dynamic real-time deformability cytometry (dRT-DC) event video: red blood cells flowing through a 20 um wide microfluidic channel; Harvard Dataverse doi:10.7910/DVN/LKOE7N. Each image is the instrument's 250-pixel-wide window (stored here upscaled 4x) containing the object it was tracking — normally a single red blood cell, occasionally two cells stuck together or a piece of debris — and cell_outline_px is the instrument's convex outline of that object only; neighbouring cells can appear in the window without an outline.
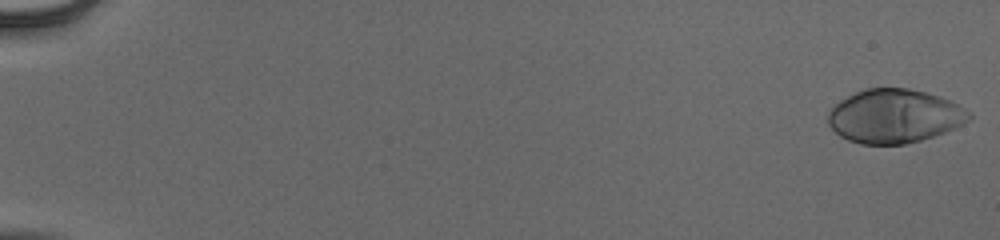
{"species": "human", "species_latin": "Homo sapiens", "temperature_condition": "cold", "stored_images_in_passage": 54, "camera_frame_rate_fps": 3000, "um_per_image_px": 0.085, "donor": {"sex": "male"}, "frame": {"image": 1, "passage_image": 1, "time_ms": 0.0, "image_size_px": [1000, 240], "cell_outline_px": [[972, 116], [968, 120], [944, 132], [920, 140], [904, 144], [860, 144], [848, 140], [840, 136], [828, 124], [828, 112], [840, 100], [856, 92], [868, 88], [908, 88], [924, 92], [948, 100], [956, 104], [968, 112]], "centroid_in_image_um": [75.97, 9.87], "position_along_channel_um": 9.0, "area_um2": 43.47}}
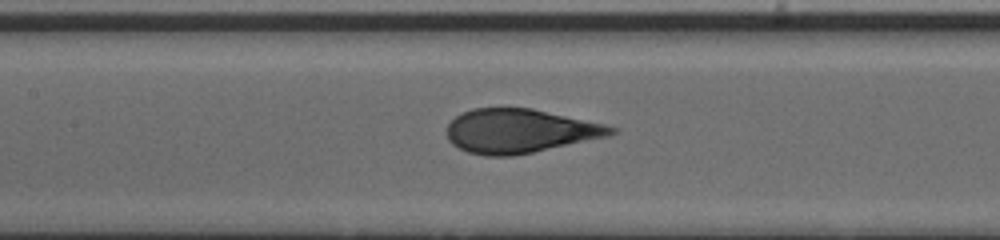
{"frame": {"image": 2, "passage_image": 28, "time_ms": 9.0, "image_size_px": [1000, 240], "cell_outline_px": [[616, 132], [608, 136], [532, 152], [512, 156], [484, 156], [468, 152], [452, 144], [448, 140], [448, 124], [456, 116], [472, 108], [532, 108], [604, 124], [616, 128]], "centroid_in_image_um": [44.15, 11.13], "position_along_channel_um": 163.3, "area_um2": 41.67}}
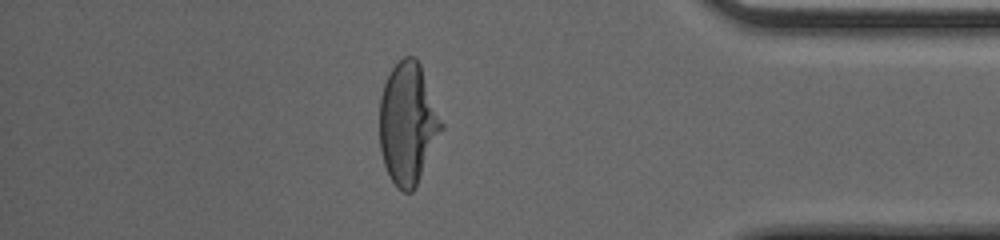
{"frame": {"image": 3, "passage_image": 48, "time_ms": 15.667, "image_size_px": [1000, 240], "cell_outline_px": [[444, 128], [412, 192], [404, 192], [396, 188], [384, 164], [380, 148], [380, 96], [384, 84], [392, 68], [404, 56], [412, 56], [420, 64], [444, 124]], "centroid_in_image_um": [34.67, 10.49], "position_along_channel_um": 400.5, "area_um2": 43.47}, "authors_computed_cell_mechanics": {"area_um2": 43.3789, "velocity_mm_per_s": 3.9268, "shape_relaxation_time_tau1_ms": 4.223, "shape_relaxation_time_tau2_ms": null, "deformation_change_tau1": 0.215, "deformation_change_tau2": null}}